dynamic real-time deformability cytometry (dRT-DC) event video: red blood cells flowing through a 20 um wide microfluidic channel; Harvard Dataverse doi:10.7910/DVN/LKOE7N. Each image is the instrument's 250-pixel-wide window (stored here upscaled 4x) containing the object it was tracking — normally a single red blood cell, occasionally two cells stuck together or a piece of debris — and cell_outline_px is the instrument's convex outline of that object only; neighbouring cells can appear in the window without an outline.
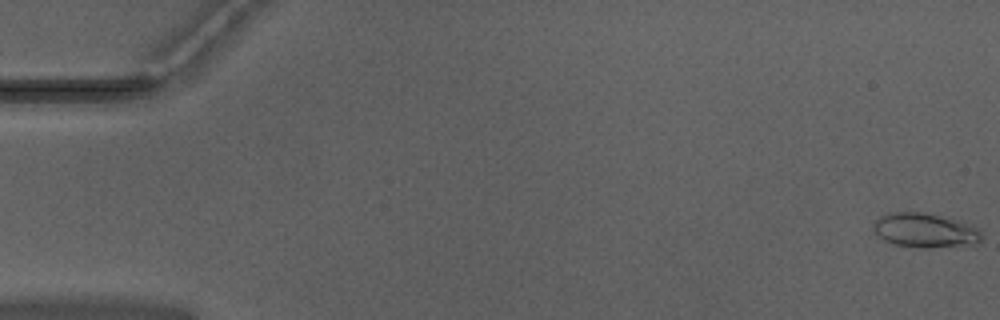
{"species": "Egyptian fruit bat (a non-hibernating species)", "species_latin": "Rousettus aegyptiacus", "temperature_condition": "warm", "stored_images_in_passage": 52, "camera_frame_rate_fps": 3000, "um_per_image_px": 0.085, "animal": {"sex": "male"}, "frame": {"image": 1, "passage_image": 1, "time_ms": 0.0, "image_size_px": [1000, 320], "cell_outline_px": [[984, 240], [980, 244], [928, 248], [920, 248], [892, 244], [876, 236], [872, 228], [872, 224], [880, 216], [892, 212], [920, 212], [960, 220], [976, 228], [980, 232]], "centroid_in_image_um": [78.62, 19.6], "position_along_channel_um": 6.4, "area_um2": 22.02}}
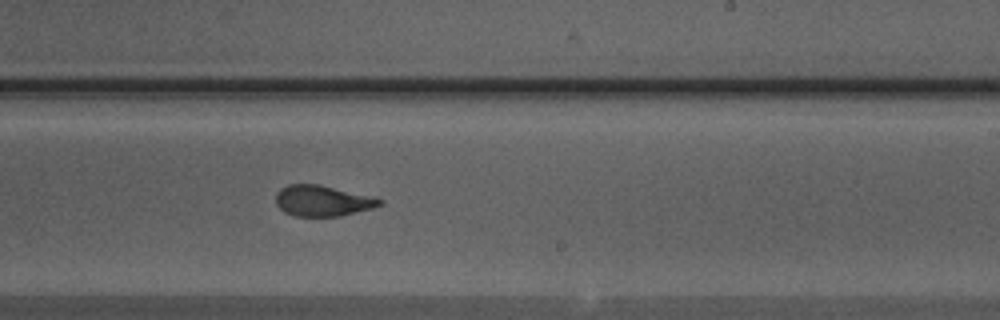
{"frame": {"image": 2, "passage_image": 32, "time_ms": 10.333, "image_size_px": [1000, 320], "cell_outline_px": [[384, 204], [372, 208], [340, 216], [296, 216], [284, 212], [276, 204], [276, 192], [280, 188], [288, 184], [320, 184], [372, 196], [384, 200]], "centroid_in_image_um": [27.42, 17.05], "position_along_channel_um": 261.6, "area_um2": 18.79}}
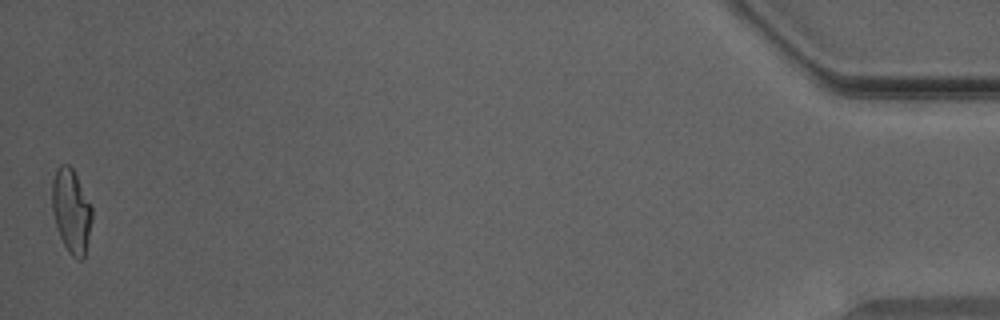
{"frame": {"image": 3, "passage_image": 52, "time_ms": 17.0, "image_size_px": [1000, 320], "cell_outline_px": [[92, 220], [84, 256], [80, 260], [76, 260], [68, 252], [60, 236], [52, 212], [52, 180], [56, 168], [60, 164], [68, 164], [72, 168], [92, 208]], "centroid_in_image_um": [6.04, 17.92], "position_along_channel_um": 429.2, "area_um2": 19.31}, "authors_computed_cell_mechanics": {"area_um2": 19.3052, "velocity_mm_per_s": 3.9811, "shape_relaxation_time_tau1_ms": 7.9992, "shape_relaxation_time_tau2_ms": 1.4835, "deformation_change_tau1": 0.2471, "deformation_change_tau2": 0.091}}